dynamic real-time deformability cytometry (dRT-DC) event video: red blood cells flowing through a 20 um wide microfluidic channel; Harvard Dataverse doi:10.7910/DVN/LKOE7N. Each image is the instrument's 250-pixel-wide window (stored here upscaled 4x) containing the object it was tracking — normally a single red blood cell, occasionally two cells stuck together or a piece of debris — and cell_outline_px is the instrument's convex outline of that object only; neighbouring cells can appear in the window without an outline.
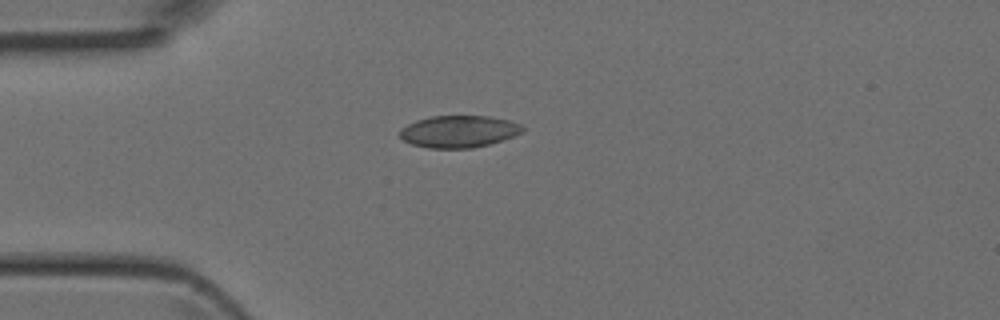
{"species": "Egyptian fruit bat (a non-hibernating species)", "species_latin": "Rousettus aegyptiacus", "temperature_condition": "room temperature", "stored_images_in_passage": 2, "camera_frame_rate_fps": 3000, "um_per_image_px": 0.085, "animal": {"sex": "female"}, "frame": {"image": 1, "passage_image": 2, "time_ms": 0.333, "image_size_px": [1000, 320], "cell_outline_px": [[524, 132], [488, 144], [472, 148], [428, 148], [412, 144], [404, 140], [400, 136], [400, 128], [416, 120], [432, 116], [488, 116], [508, 120], [520, 124], [524, 128]], "centroid_in_image_um": [38.98, 11.17], "position_along_channel_um": 46.0, "area_um2": 22.72}}